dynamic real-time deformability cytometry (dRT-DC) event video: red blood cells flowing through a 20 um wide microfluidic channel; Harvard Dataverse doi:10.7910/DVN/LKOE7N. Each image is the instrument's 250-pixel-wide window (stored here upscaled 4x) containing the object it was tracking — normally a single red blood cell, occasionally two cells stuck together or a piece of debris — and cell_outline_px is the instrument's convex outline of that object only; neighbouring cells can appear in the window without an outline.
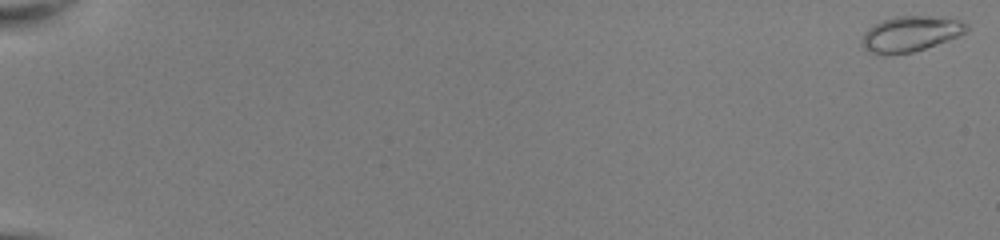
{"species": "common noctule bat (a hibernating species)", "species_latin": "Nyctalus noctula", "temperature_condition": "room temperature", "stored_images_in_passage": 53, "camera_frame_rate_fps": 3000, "um_per_image_px": 0.085, "animal": {"sex": "female", "body_mass_g": 22.0, "forearm_length_mm": 56.7}, "frame": {"image": 1, "passage_image": 1, "time_ms": 0.0, "image_size_px": [1000, 240], "cell_outline_px": [[968, 28], [964, 32], [948, 40], [912, 52], [884, 56], [880, 56], [868, 52], [860, 44], [864, 32], [868, 28], [880, 20], [892, 16], [928, 16], [956, 20], [968, 24]], "centroid_in_image_um": [77.28, 2.89], "position_along_channel_um": 7.7, "area_um2": 21.68}}
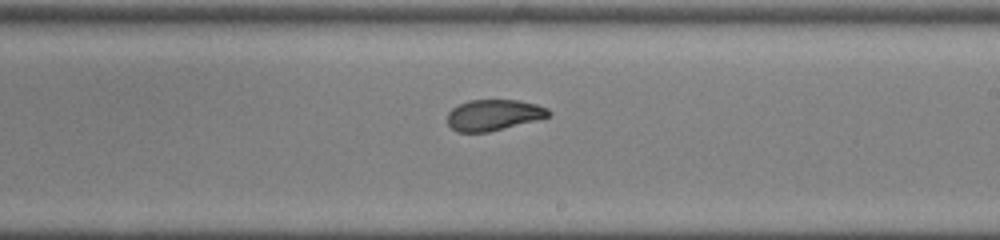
{"frame": {"image": 2, "passage_image": 34, "time_ms": 11.0, "image_size_px": [1000, 240], "cell_outline_px": [[552, 112], [548, 116], [536, 120], [488, 132], [456, 132], [448, 124], [448, 112], [452, 108], [468, 100], [520, 100], [536, 104], [548, 108]], "centroid_in_image_um": [41.95, 9.77], "position_along_channel_um": 247.0, "area_um2": 18.21}}
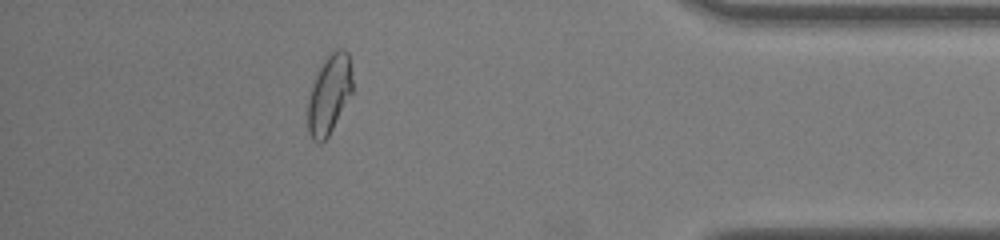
{"frame": {"image": 3, "passage_image": 48, "time_ms": 15.667, "image_size_px": [1000, 240], "cell_outline_px": [[352, 92], [328, 136], [320, 144], [312, 140], [308, 132], [308, 100], [312, 84], [316, 72], [324, 60], [336, 48], [344, 48], [348, 52], [352, 80]], "centroid_in_image_um": [27.97, 8.01], "position_along_channel_um": 407.2, "area_um2": 20.46}, "authors_computed_cell_mechanics": {"area_um2": 19.8832, "velocity_mm_per_s": 4.0533, "shape_relaxation_time_tau1_ms": 4.6877, "shape_relaxation_time_tau2_ms": 1.2446, "deformation_change_tau1": 0.204, "deformation_change_tau2": 0.0692}}